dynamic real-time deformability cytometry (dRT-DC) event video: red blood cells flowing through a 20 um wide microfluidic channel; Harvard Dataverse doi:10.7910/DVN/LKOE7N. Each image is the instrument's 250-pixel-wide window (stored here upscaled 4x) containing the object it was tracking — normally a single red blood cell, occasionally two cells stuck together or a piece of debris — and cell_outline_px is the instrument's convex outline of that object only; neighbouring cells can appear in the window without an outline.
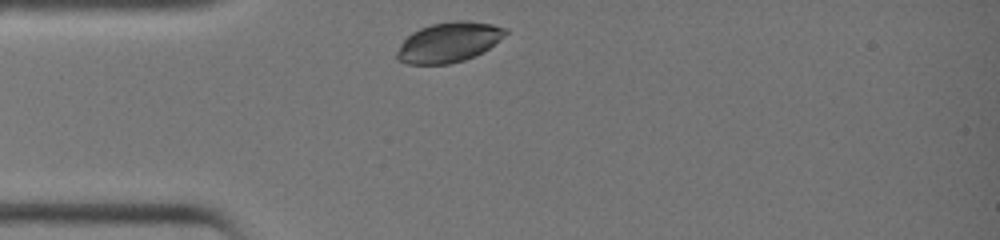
{"species": "common noctule bat (a hibernating species)", "species_latin": "Nyctalus noctula", "temperature_condition": "warm", "stored_images_in_passage": 25, "camera_frame_rate_fps": 3000, "um_per_image_px": 0.085, "animal": {"sex": "female", "body_mass_g": 19.0, "forearm_length_mm": 51.5}, "frame": {"image": 1, "passage_image": 1, "time_ms": 0.0, "image_size_px": [1000, 240], "cell_outline_px": [[508, 32], [504, 36], [484, 52], [464, 60], [448, 64], [408, 64], [396, 60], [396, 52], [400, 44], [412, 32], [420, 28], [432, 24], [452, 20], [468, 20], [492, 24], [508, 28]], "centroid_in_image_um": [38.15, 3.58], "position_along_channel_um": 46.9, "area_um2": 25.49}}
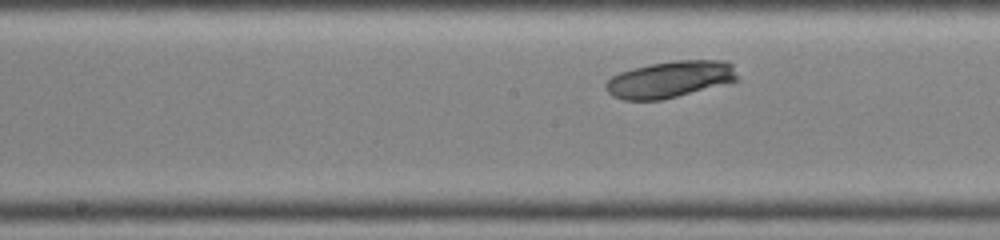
{"frame": {"image": 2, "passage_image": 11, "time_ms": 3.333, "image_size_px": [1000, 240], "cell_outline_px": [[736, 80], [676, 96], [660, 100], [624, 100], [612, 96], [604, 88], [604, 84], [612, 76], [620, 72], [632, 68], [652, 64], [676, 60], [724, 60], [732, 64], [736, 76]], "centroid_in_image_um": [56.87, 6.74], "position_along_channel_um": 191.3, "area_um2": 27.63}}
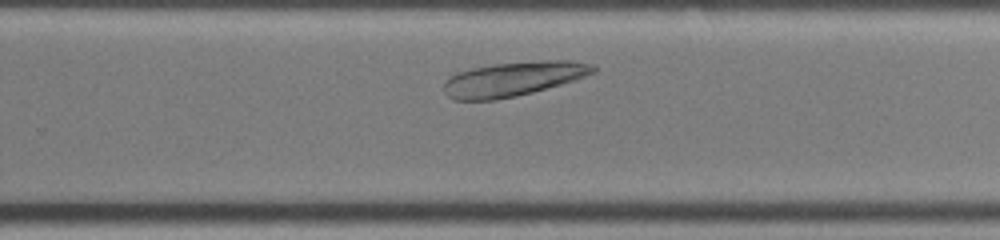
{"frame": {"image": 3, "passage_image": 17, "time_ms": 5.333, "image_size_px": [1000, 240], "cell_outline_px": [[596, 72], [560, 84], [532, 92], [516, 96], [496, 100], [452, 100], [444, 92], [444, 80], [460, 72], [472, 68], [496, 64], [544, 60], [568, 60], [592, 64], [596, 68]], "centroid_in_image_um": [43.6, 6.71], "position_along_channel_um": 286.2, "area_um2": 29.59}}